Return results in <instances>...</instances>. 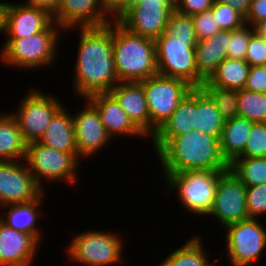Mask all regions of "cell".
Returning a JSON list of instances; mask_svg holds the SVG:
<instances>
[{"mask_svg": "<svg viewBox=\"0 0 266 266\" xmlns=\"http://www.w3.org/2000/svg\"><path fill=\"white\" fill-rule=\"evenodd\" d=\"M254 28L245 24L243 27L232 30L228 41L227 58L245 60L248 43Z\"/></svg>", "mask_w": 266, "mask_h": 266, "instance_id": "cell-34", "label": "cell"}, {"mask_svg": "<svg viewBox=\"0 0 266 266\" xmlns=\"http://www.w3.org/2000/svg\"><path fill=\"white\" fill-rule=\"evenodd\" d=\"M246 190L231 170L224 172L218 180L214 203L207 217L216 219L222 228L248 219Z\"/></svg>", "mask_w": 266, "mask_h": 266, "instance_id": "cell-12", "label": "cell"}, {"mask_svg": "<svg viewBox=\"0 0 266 266\" xmlns=\"http://www.w3.org/2000/svg\"><path fill=\"white\" fill-rule=\"evenodd\" d=\"M191 17L198 41L208 39L221 30L211 10L194 14Z\"/></svg>", "mask_w": 266, "mask_h": 266, "instance_id": "cell-38", "label": "cell"}, {"mask_svg": "<svg viewBox=\"0 0 266 266\" xmlns=\"http://www.w3.org/2000/svg\"><path fill=\"white\" fill-rule=\"evenodd\" d=\"M264 19H266V0H252L245 18L246 24L253 27L257 22Z\"/></svg>", "mask_w": 266, "mask_h": 266, "instance_id": "cell-42", "label": "cell"}, {"mask_svg": "<svg viewBox=\"0 0 266 266\" xmlns=\"http://www.w3.org/2000/svg\"><path fill=\"white\" fill-rule=\"evenodd\" d=\"M250 68L245 60L226 58L207 81L220 88L242 90L245 87Z\"/></svg>", "mask_w": 266, "mask_h": 266, "instance_id": "cell-29", "label": "cell"}, {"mask_svg": "<svg viewBox=\"0 0 266 266\" xmlns=\"http://www.w3.org/2000/svg\"><path fill=\"white\" fill-rule=\"evenodd\" d=\"M112 46L120 82H141L158 74L154 39L134 34L112 20Z\"/></svg>", "mask_w": 266, "mask_h": 266, "instance_id": "cell-3", "label": "cell"}, {"mask_svg": "<svg viewBox=\"0 0 266 266\" xmlns=\"http://www.w3.org/2000/svg\"><path fill=\"white\" fill-rule=\"evenodd\" d=\"M252 125L253 122L240 116L225 121L220 146L223 157L229 164L244 153Z\"/></svg>", "mask_w": 266, "mask_h": 266, "instance_id": "cell-26", "label": "cell"}, {"mask_svg": "<svg viewBox=\"0 0 266 266\" xmlns=\"http://www.w3.org/2000/svg\"><path fill=\"white\" fill-rule=\"evenodd\" d=\"M25 161L35 182L44 191H49L45 188L48 181V184L65 182L72 187L78 183L77 168H80L81 162L71 153H63L35 141L28 144Z\"/></svg>", "mask_w": 266, "mask_h": 266, "instance_id": "cell-8", "label": "cell"}, {"mask_svg": "<svg viewBox=\"0 0 266 266\" xmlns=\"http://www.w3.org/2000/svg\"><path fill=\"white\" fill-rule=\"evenodd\" d=\"M20 2H4L2 34L7 35L5 38L29 37L45 30L54 21L47 10Z\"/></svg>", "mask_w": 266, "mask_h": 266, "instance_id": "cell-16", "label": "cell"}, {"mask_svg": "<svg viewBox=\"0 0 266 266\" xmlns=\"http://www.w3.org/2000/svg\"><path fill=\"white\" fill-rule=\"evenodd\" d=\"M238 109V116L253 123H266V93L238 90Z\"/></svg>", "mask_w": 266, "mask_h": 266, "instance_id": "cell-32", "label": "cell"}, {"mask_svg": "<svg viewBox=\"0 0 266 266\" xmlns=\"http://www.w3.org/2000/svg\"><path fill=\"white\" fill-rule=\"evenodd\" d=\"M225 120L212 99L200 88L196 87V125L195 130L221 139Z\"/></svg>", "mask_w": 266, "mask_h": 266, "instance_id": "cell-28", "label": "cell"}, {"mask_svg": "<svg viewBox=\"0 0 266 266\" xmlns=\"http://www.w3.org/2000/svg\"><path fill=\"white\" fill-rule=\"evenodd\" d=\"M3 7H4V1H0V34H2V21H3Z\"/></svg>", "mask_w": 266, "mask_h": 266, "instance_id": "cell-48", "label": "cell"}, {"mask_svg": "<svg viewBox=\"0 0 266 266\" xmlns=\"http://www.w3.org/2000/svg\"><path fill=\"white\" fill-rule=\"evenodd\" d=\"M244 89L266 93V65L252 66L250 68Z\"/></svg>", "mask_w": 266, "mask_h": 266, "instance_id": "cell-40", "label": "cell"}, {"mask_svg": "<svg viewBox=\"0 0 266 266\" xmlns=\"http://www.w3.org/2000/svg\"><path fill=\"white\" fill-rule=\"evenodd\" d=\"M259 220L248 218L225 227L224 251L230 265L252 266L261 259L266 248V226Z\"/></svg>", "mask_w": 266, "mask_h": 266, "instance_id": "cell-11", "label": "cell"}, {"mask_svg": "<svg viewBox=\"0 0 266 266\" xmlns=\"http://www.w3.org/2000/svg\"><path fill=\"white\" fill-rule=\"evenodd\" d=\"M204 246L200 235H195L172 250V253H168L169 255L157 266H216L220 260L212 261Z\"/></svg>", "mask_w": 266, "mask_h": 266, "instance_id": "cell-27", "label": "cell"}, {"mask_svg": "<svg viewBox=\"0 0 266 266\" xmlns=\"http://www.w3.org/2000/svg\"><path fill=\"white\" fill-rule=\"evenodd\" d=\"M45 192L33 201L8 204L0 207V220L15 230L32 235L41 244L44 231H41V226L37 225L39 223L38 219L42 216L38 210L42 203H44L43 201L46 200Z\"/></svg>", "mask_w": 266, "mask_h": 266, "instance_id": "cell-22", "label": "cell"}, {"mask_svg": "<svg viewBox=\"0 0 266 266\" xmlns=\"http://www.w3.org/2000/svg\"><path fill=\"white\" fill-rule=\"evenodd\" d=\"M155 155L162 169L161 174L230 170V164L221 152L220 141L198 130L171 138Z\"/></svg>", "mask_w": 266, "mask_h": 266, "instance_id": "cell-2", "label": "cell"}, {"mask_svg": "<svg viewBox=\"0 0 266 266\" xmlns=\"http://www.w3.org/2000/svg\"><path fill=\"white\" fill-rule=\"evenodd\" d=\"M246 206L249 218L265 217L266 215V184L247 187Z\"/></svg>", "mask_w": 266, "mask_h": 266, "instance_id": "cell-36", "label": "cell"}, {"mask_svg": "<svg viewBox=\"0 0 266 266\" xmlns=\"http://www.w3.org/2000/svg\"><path fill=\"white\" fill-rule=\"evenodd\" d=\"M84 106L72 115L78 156L92 158L109 145L112 138L108 135L96 107L84 98Z\"/></svg>", "mask_w": 266, "mask_h": 266, "instance_id": "cell-15", "label": "cell"}, {"mask_svg": "<svg viewBox=\"0 0 266 266\" xmlns=\"http://www.w3.org/2000/svg\"><path fill=\"white\" fill-rule=\"evenodd\" d=\"M174 5V0H145L131 7L118 22L134 34L155 40L167 30Z\"/></svg>", "mask_w": 266, "mask_h": 266, "instance_id": "cell-13", "label": "cell"}, {"mask_svg": "<svg viewBox=\"0 0 266 266\" xmlns=\"http://www.w3.org/2000/svg\"><path fill=\"white\" fill-rule=\"evenodd\" d=\"M109 93L150 141V114L143 85L140 82H119Z\"/></svg>", "mask_w": 266, "mask_h": 266, "instance_id": "cell-21", "label": "cell"}, {"mask_svg": "<svg viewBox=\"0 0 266 266\" xmlns=\"http://www.w3.org/2000/svg\"><path fill=\"white\" fill-rule=\"evenodd\" d=\"M245 61L250 67L266 65V43L263 36L254 32L249 40Z\"/></svg>", "mask_w": 266, "mask_h": 266, "instance_id": "cell-39", "label": "cell"}, {"mask_svg": "<svg viewBox=\"0 0 266 266\" xmlns=\"http://www.w3.org/2000/svg\"><path fill=\"white\" fill-rule=\"evenodd\" d=\"M53 20L65 31L74 27L103 26L113 19L102 0H61Z\"/></svg>", "mask_w": 266, "mask_h": 266, "instance_id": "cell-17", "label": "cell"}, {"mask_svg": "<svg viewBox=\"0 0 266 266\" xmlns=\"http://www.w3.org/2000/svg\"><path fill=\"white\" fill-rule=\"evenodd\" d=\"M223 173L214 170H197L162 174L166 183L164 193L171 195V191H175L178 203L183 205L187 213L207 218L214 203L218 180Z\"/></svg>", "mask_w": 266, "mask_h": 266, "instance_id": "cell-5", "label": "cell"}, {"mask_svg": "<svg viewBox=\"0 0 266 266\" xmlns=\"http://www.w3.org/2000/svg\"><path fill=\"white\" fill-rule=\"evenodd\" d=\"M124 243V239L116 232L90 229L72 237L66 254L72 263L80 266L117 265L122 262Z\"/></svg>", "mask_w": 266, "mask_h": 266, "instance_id": "cell-7", "label": "cell"}, {"mask_svg": "<svg viewBox=\"0 0 266 266\" xmlns=\"http://www.w3.org/2000/svg\"><path fill=\"white\" fill-rule=\"evenodd\" d=\"M166 31L178 38H197L192 17L176 10L170 15Z\"/></svg>", "mask_w": 266, "mask_h": 266, "instance_id": "cell-37", "label": "cell"}, {"mask_svg": "<svg viewBox=\"0 0 266 266\" xmlns=\"http://www.w3.org/2000/svg\"><path fill=\"white\" fill-rule=\"evenodd\" d=\"M27 148L15 117L0 110V162L24 160Z\"/></svg>", "mask_w": 266, "mask_h": 266, "instance_id": "cell-25", "label": "cell"}, {"mask_svg": "<svg viewBox=\"0 0 266 266\" xmlns=\"http://www.w3.org/2000/svg\"><path fill=\"white\" fill-rule=\"evenodd\" d=\"M43 192L25 159L0 162V207L33 201Z\"/></svg>", "mask_w": 266, "mask_h": 266, "instance_id": "cell-14", "label": "cell"}, {"mask_svg": "<svg viewBox=\"0 0 266 266\" xmlns=\"http://www.w3.org/2000/svg\"><path fill=\"white\" fill-rule=\"evenodd\" d=\"M231 31L220 30L205 40H199L195 47L198 74L208 80L218 65L227 58L228 41Z\"/></svg>", "mask_w": 266, "mask_h": 266, "instance_id": "cell-24", "label": "cell"}, {"mask_svg": "<svg viewBox=\"0 0 266 266\" xmlns=\"http://www.w3.org/2000/svg\"><path fill=\"white\" fill-rule=\"evenodd\" d=\"M79 31V42L73 68V91L79 98L95 93L109 92L118 79L112 46V21L98 27H74L66 31ZM76 29V30H75Z\"/></svg>", "mask_w": 266, "mask_h": 266, "instance_id": "cell-1", "label": "cell"}, {"mask_svg": "<svg viewBox=\"0 0 266 266\" xmlns=\"http://www.w3.org/2000/svg\"><path fill=\"white\" fill-rule=\"evenodd\" d=\"M143 85L150 114V139L166 122L179 102L193 88L179 78L151 76L140 82Z\"/></svg>", "mask_w": 266, "mask_h": 266, "instance_id": "cell-10", "label": "cell"}, {"mask_svg": "<svg viewBox=\"0 0 266 266\" xmlns=\"http://www.w3.org/2000/svg\"><path fill=\"white\" fill-rule=\"evenodd\" d=\"M230 5L234 10L246 18L252 0H215Z\"/></svg>", "mask_w": 266, "mask_h": 266, "instance_id": "cell-44", "label": "cell"}, {"mask_svg": "<svg viewBox=\"0 0 266 266\" xmlns=\"http://www.w3.org/2000/svg\"><path fill=\"white\" fill-rule=\"evenodd\" d=\"M64 30L53 21L45 30L24 38H5L0 47V61L15 69L48 68L58 59L61 34Z\"/></svg>", "mask_w": 266, "mask_h": 266, "instance_id": "cell-4", "label": "cell"}, {"mask_svg": "<svg viewBox=\"0 0 266 266\" xmlns=\"http://www.w3.org/2000/svg\"><path fill=\"white\" fill-rule=\"evenodd\" d=\"M40 246L32 235L15 230L0 220V266H32Z\"/></svg>", "mask_w": 266, "mask_h": 266, "instance_id": "cell-18", "label": "cell"}, {"mask_svg": "<svg viewBox=\"0 0 266 266\" xmlns=\"http://www.w3.org/2000/svg\"><path fill=\"white\" fill-rule=\"evenodd\" d=\"M38 142L60 152L71 153L79 162L82 160L78 156L72 114L66 106L54 114Z\"/></svg>", "mask_w": 266, "mask_h": 266, "instance_id": "cell-23", "label": "cell"}, {"mask_svg": "<svg viewBox=\"0 0 266 266\" xmlns=\"http://www.w3.org/2000/svg\"><path fill=\"white\" fill-rule=\"evenodd\" d=\"M127 0H102L103 6L107 13L112 17Z\"/></svg>", "mask_w": 266, "mask_h": 266, "instance_id": "cell-45", "label": "cell"}, {"mask_svg": "<svg viewBox=\"0 0 266 266\" xmlns=\"http://www.w3.org/2000/svg\"><path fill=\"white\" fill-rule=\"evenodd\" d=\"M23 3L28 6L45 9L53 16L57 12L61 0H25Z\"/></svg>", "mask_w": 266, "mask_h": 266, "instance_id": "cell-43", "label": "cell"}, {"mask_svg": "<svg viewBox=\"0 0 266 266\" xmlns=\"http://www.w3.org/2000/svg\"><path fill=\"white\" fill-rule=\"evenodd\" d=\"M253 28L258 35L266 36V19L257 22Z\"/></svg>", "mask_w": 266, "mask_h": 266, "instance_id": "cell-47", "label": "cell"}, {"mask_svg": "<svg viewBox=\"0 0 266 266\" xmlns=\"http://www.w3.org/2000/svg\"><path fill=\"white\" fill-rule=\"evenodd\" d=\"M200 88L212 99L225 121L239 115L238 90L220 88L205 80Z\"/></svg>", "mask_w": 266, "mask_h": 266, "instance_id": "cell-31", "label": "cell"}, {"mask_svg": "<svg viewBox=\"0 0 266 266\" xmlns=\"http://www.w3.org/2000/svg\"><path fill=\"white\" fill-rule=\"evenodd\" d=\"M197 42V38H178L163 32L155 39L158 74L182 79L193 88L200 87L205 80L196 66Z\"/></svg>", "mask_w": 266, "mask_h": 266, "instance_id": "cell-6", "label": "cell"}, {"mask_svg": "<svg viewBox=\"0 0 266 266\" xmlns=\"http://www.w3.org/2000/svg\"><path fill=\"white\" fill-rule=\"evenodd\" d=\"M196 87L192 88L179 102L170 118L151 137L155 154L171 139L195 130Z\"/></svg>", "mask_w": 266, "mask_h": 266, "instance_id": "cell-19", "label": "cell"}, {"mask_svg": "<svg viewBox=\"0 0 266 266\" xmlns=\"http://www.w3.org/2000/svg\"><path fill=\"white\" fill-rule=\"evenodd\" d=\"M210 10L221 30L232 31L246 24L245 18L230 5L214 1Z\"/></svg>", "mask_w": 266, "mask_h": 266, "instance_id": "cell-33", "label": "cell"}, {"mask_svg": "<svg viewBox=\"0 0 266 266\" xmlns=\"http://www.w3.org/2000/svg\"><path fill=\"white\" fill-rule=\"evenodd\" d=\"M240 157H266V123H253L244 153Z\"/></svg>", "mask_w": 266, "mask_h": 266, "instance_id": "cell-35", "label": "cell"}, {"mask_svg": "<svg viewBox=\"0 0 266 266\" xmlns=\"http://www.w3.org/2000/svg\"><path fill=\"white\" fill-rule=\"evenodd\" d=\"M214 1L215 0H176L174 6L177 12L192 16L210 10Z\"/></svg>", "mask_w": 266, "mask_h": 266, "instance_id": "cell-41", "label": "cell"}, {"mask_svg": "<svg viewBox=\"0 0 266 266\" xmlns=\"http://www.w3.org/2000/svg\"><path fill=\"white\" fill-rule=\"evenodd\" d=\"M144 1L145 0H127V2L112 16V19L118 21L131 7Z\"/></svg>", "mask_w": 266, "mask_h": 266, "instance_id": "cell-46", "label": "cell"}, {"mask_svg": "<svg viewBox=\"0 0 266 266\" xmlns=\"http://www.w3.org/2000/svg\"><path fill=\"white\" fill-rule=\"evenodd\" d=\"M230 170L246 187L266 184V157H238Z\"/></svg>", "mask_w": 266, "mask_h": 266, "instance_id": "cell-30", "label": "cell"}, {"mask_svg": "<svg viewBox=\"0 0 266 266\" xmlns=\"http://www.w3.org/2000/svg\"><path fill=\"white\" fill-rule=\"evenodd\" d=\"M62 100L42 90L28 89L20 100L14 112H10L16 119L25 141H39L43 136L51 118L62 107Z\"/></svg>", "mask_w": 266, "mask_h": 266, "instance_id": "cell-9", "label": "cell"}, {"mask_svg": "<svg viewBox=\"0 0 266 266\" xmlns=\"http://www.w3.org/2000/svg\"><path fill=\"white\" fill-rule=\"evenodd\" d=\"M87 99L99 111L101 121L108 133L114 137L127 136L146 139L147 137L133 124L126 112L121 108L115 98L109 93H95Z\"/></svg>", "mask_w": 266, "mask_h": 266, "instance_id": "cell-20", "label": "cell"}]
</instances>
